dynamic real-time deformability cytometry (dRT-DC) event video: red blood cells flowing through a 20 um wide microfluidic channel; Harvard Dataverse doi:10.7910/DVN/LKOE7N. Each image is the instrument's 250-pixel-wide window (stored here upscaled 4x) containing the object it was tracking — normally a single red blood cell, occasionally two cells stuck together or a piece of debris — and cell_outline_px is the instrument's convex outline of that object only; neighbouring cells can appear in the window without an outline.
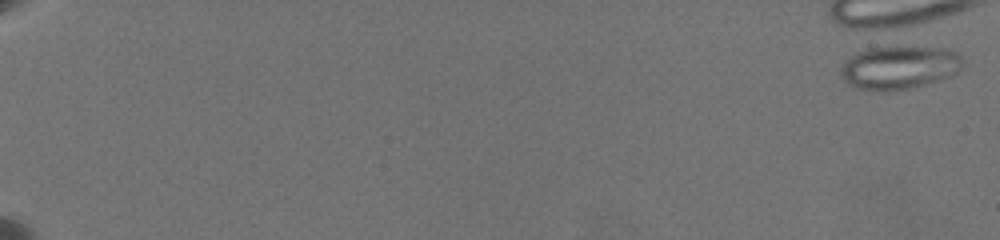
{"species": "common noctule bat (a hibernating species)", "species_latin": "Nyctalus noctula", "temperature_condition": "warm", "stored_images_in_passage": 3, "camera_frame_rate_fps": 3000, "um_per_image_px": 0.085, "animal": {"sex": "female", "body_mass_g": 19.5, "forearm_length_mm": 54.1}, "frame": {"image": 1, "passage_image": 3, "time_ms": 0.333, "image_size_px": [1000, 240], "cell_outline_px": [[964, 60], [960, 68], [956, 72], [948, 76], [912, 88], [888, 92], [852, 88], [840, 76], [840, 68], [856, 52], [880, 44], [884, 44], [948, 48], [956, 52]], "centroid_in_image_um": [76.4, 5.7], "position_along_channel_um": 8.6, "area_um2": 31.67}}